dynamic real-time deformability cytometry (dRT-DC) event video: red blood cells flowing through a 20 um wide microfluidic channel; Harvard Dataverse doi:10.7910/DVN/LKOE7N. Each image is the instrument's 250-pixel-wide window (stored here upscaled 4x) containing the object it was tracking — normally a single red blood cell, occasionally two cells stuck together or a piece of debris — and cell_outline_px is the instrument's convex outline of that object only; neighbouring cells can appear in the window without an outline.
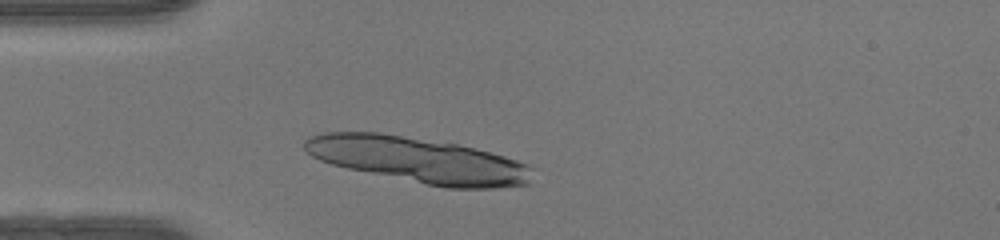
{"species": "human", "species_latin": "Homo sapiens", "temperature_condition": "warm", "stored_images_in_passage": 36, "segment_of_instrument_passage": [1, 2], "camera_frame_rate_fps": 3000, "um_per_image_px": 0.085, "donor": {"sex": "female"}, "frame": {"image": 1, "passage_image": 6, "time_ms": 1.667, "image_size_px": [1000, 240], "cell_outline_px": [[532, 168], [528, 184], [496, 188], [444, 188], [348, 168], [332, 164], [320, 160], [312, 156], [304, 148], [304, 140], [308, 136], [328, 132], [380, 132], [456, 144], [504, 156], [528, 164]], "centroid_in_image_um": [35.54, 13.6], "position_along_channel_um": 49.5, "area_um2": 60.05}}